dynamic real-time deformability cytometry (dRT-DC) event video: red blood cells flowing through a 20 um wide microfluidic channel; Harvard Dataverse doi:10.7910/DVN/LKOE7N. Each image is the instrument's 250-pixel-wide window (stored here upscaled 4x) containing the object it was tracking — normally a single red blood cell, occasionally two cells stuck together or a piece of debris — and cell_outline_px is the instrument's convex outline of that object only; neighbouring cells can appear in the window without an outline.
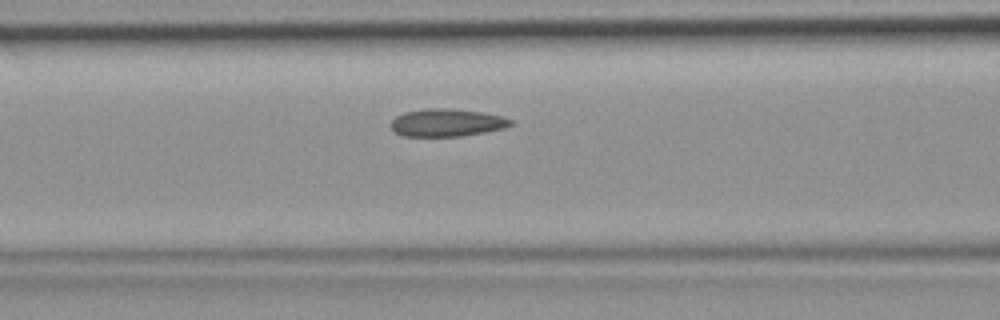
{"species": "common noctule bat (a hibernating species)", "species_latin": "Nyctalus noctula", "temperature_condition": "room temperature", "stored_images_in_passage": 37, "camera_frame_rate_fps": 3000, "um_per_image_px": 0.085, "animal": {"sex": "female", "body_mass_g": 19.9}, "frame": {"image": 1, "passage_image": 9, "time_ms": 2.667, "image_size_px": [1000, 320], "cell_outline_px": [[512, 124], [504, 128], [484, 132], [460, 136], [404, 136], [396, 132], [388, 124], [396, 116], [404, 112], [428, 108], [448, 108], [484, 112], [504, 116], [512, 120]], "centroid_in_image_um": [37.98, 10.41], "position_along_channel_um": 128.6, "area_um2": 19.36}}
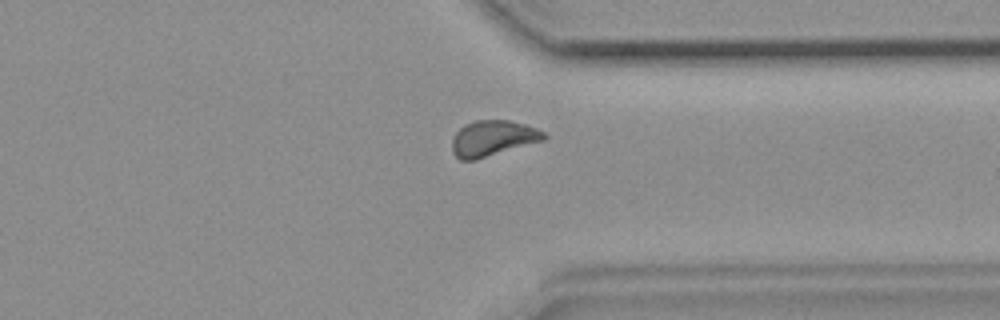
{"frame": {"image": 2, "passage_image": 26, "time_ms": 8.333, "image_size_px": [1000, 320], "cell_outline_px": [[548, 136], [544, 140], [476, 160], [460, 160], [452, 152], [452, 140], [456, 132], [464, 124], [476, 120], [508, 120], [524, 124], [536, 128], [544, 132]], "centroid_in_image_um": [41.88, 11.76], "position_along_channel_um": 369.5, "area_um2": 19.13}}
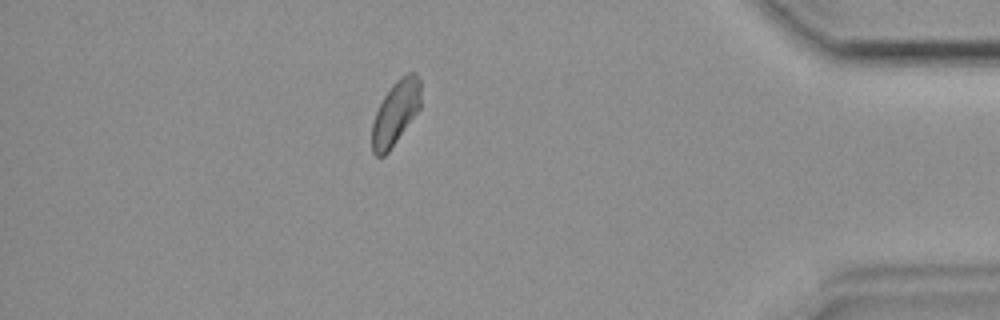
{"frame": {"image": 3, "passage_image": 31, "time_ms": 10.0, "image_size_px": [1000, 320], "cell_outline_px": [[420, 108], [388, 152], [384, 156], [376, 156], [372, 152], [372, 124], [376, 112], [384, 96], [392, 84], [400, 76], [408, 72], [416, 72], [420, 80]], "centroid_in_image_um": [33.62, 9.56], "position_along_channel_um": 401.6, "area_um2": 18.09}}